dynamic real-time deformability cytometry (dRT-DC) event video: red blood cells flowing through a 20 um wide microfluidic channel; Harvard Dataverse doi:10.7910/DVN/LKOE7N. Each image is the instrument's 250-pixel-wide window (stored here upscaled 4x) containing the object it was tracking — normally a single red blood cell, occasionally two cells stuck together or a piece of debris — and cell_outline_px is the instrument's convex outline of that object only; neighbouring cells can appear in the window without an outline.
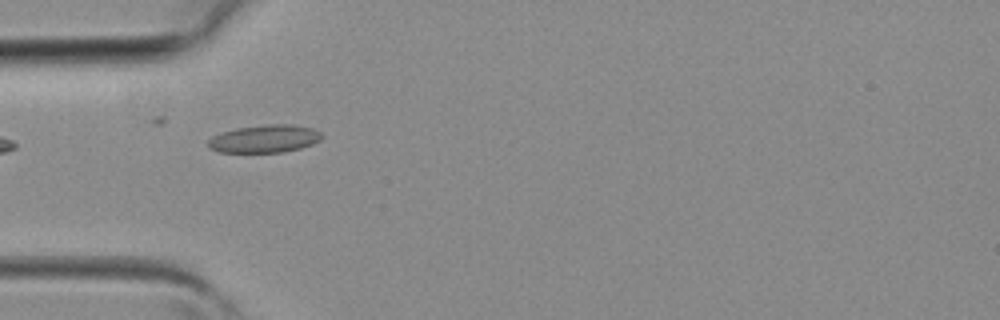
{"species": "common noctule bat (a hibernating species)", "species_latin": "Nyctalus noctula", "temperature_condition": "room temperature", "stored_images_in_passage": 1, "camera_frame_rate_fps": 3000, "um_per_image_px": 0.085, "animal": {"sex": "female", "body_mass_g": 19.3, "forearm_length_mm": 54.1}, "frame": {"image": 1, "passage_image": 1, "time_ms": 0.0, "image_size_px": [1000, 320], "cell_outline_px": [[324, 136], [320, 140], [312, 144], [300, 148], [284, 152], [220, 152], [208, 148], [208, 140], [212, 136], [236, 128], [264, 124], [292, 124], [312, 128], [320, 132]], "centroid_in_image_um": [22.5, 11.79], "position_along_channel_um": 62.5, "area_um2": 18.44}}